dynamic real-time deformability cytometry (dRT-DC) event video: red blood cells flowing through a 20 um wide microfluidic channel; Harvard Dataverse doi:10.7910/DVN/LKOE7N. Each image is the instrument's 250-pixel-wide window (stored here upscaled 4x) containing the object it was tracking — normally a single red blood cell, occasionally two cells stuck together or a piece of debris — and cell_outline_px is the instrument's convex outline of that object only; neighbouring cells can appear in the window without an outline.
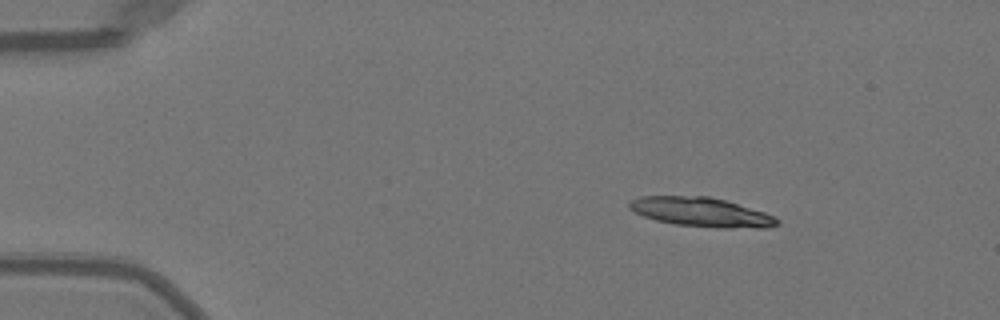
{"species": "Egyptian fruit bat (a non-hibernating species)", "species_latin": "Rousettus aegyptiacus", "temperature_condition": "warm", "stored_images_in_passage": 10, "camera_frame_rate_fps": 3000, "um_per_image_px": 0.085, "animal": {"sex": "female"}, "frame": {"image": 1, "passage_image": 1, "time_ms": 0.0, "image_size_px": [1000, 320], "cell_outline_px": [[780, 224], [768, 228], [716, 228], [676, 224], [656, 220], [644, 216], [628, 208], [628, 204], [632, 200], [640, 196], [708, 196], [724, 200], [764, 212], [776, 216], [780, 220]], "centroid_in_image_um": [59.65, 18.04], "position_along_channel_um": 25.3, "area_um2": 25.2}}
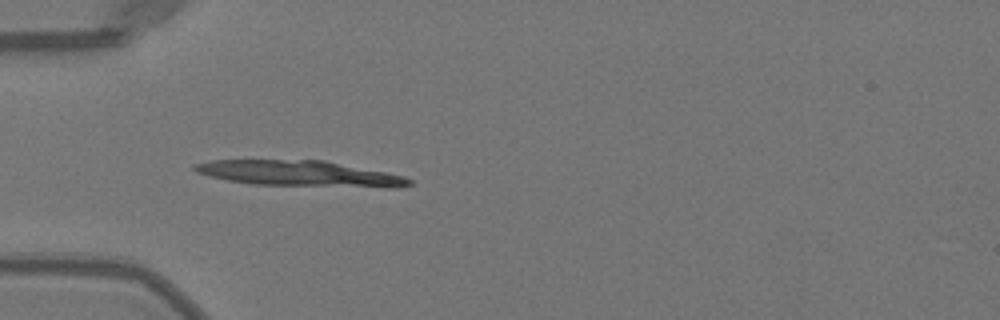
{"frame": {"image": 2, "passage_image": 9, "time_ms": 2.667, "image_size_px": [1000, 320], "cell_outline_px": [[412, 184], [400, 188], [384, 188], [252, 184], [228, 180], [196, 172], [192, 168], [192, 164], [212, 160], [324, 160], [404, 176], [412, 180]], "centroid_in_image_um": [25.51, 14.76], "position_along_channel_um": 59.5, "area_um2": 32.14}}